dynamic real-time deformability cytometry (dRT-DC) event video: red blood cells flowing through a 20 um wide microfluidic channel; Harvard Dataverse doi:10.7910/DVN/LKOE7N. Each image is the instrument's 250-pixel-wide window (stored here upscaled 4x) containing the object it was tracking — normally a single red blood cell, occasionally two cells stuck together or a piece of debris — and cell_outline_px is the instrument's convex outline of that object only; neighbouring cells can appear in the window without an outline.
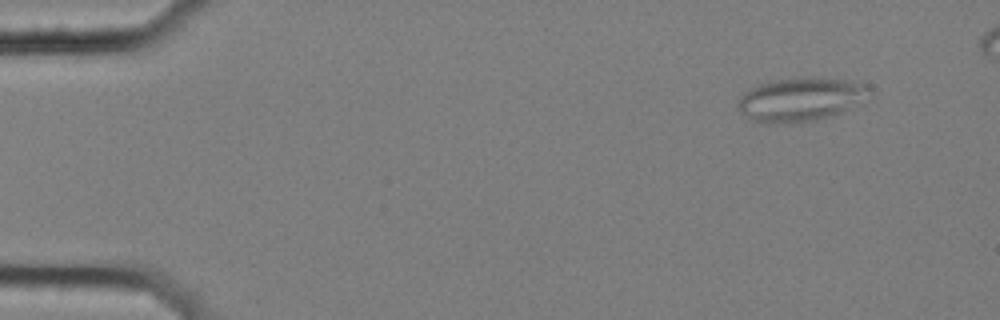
{"species": "common noctule bat (a hibernating species)", "species_latin": "Nyctalus noctula", "temperature_condition": "cold", "stored_images_in_passage": 6, "camera_frame_rate_fps": 3000, "um_per_image_px": 0.085, "animal": {"sex": "female", "body_mass_g": 25.1}, "frame": {"image": 1, "passage_image": 2, "time_ms": 0.333, "image_size_px": [1000, 320], "cell_outline_px": [[872, 92], [832, 116], [816, 120], [788, 124], [764, 124], [752, 120], [740, 112], [736, 108], [736, 104], [744, 92], [748, 88], [772, 80], [808, 76], [812, 76], [852, 80], [868, 84]], "centroid_in_image_um": [67.98, 8.43], "position_along_channel_um": 17.0, "area_um2": 33.81}}